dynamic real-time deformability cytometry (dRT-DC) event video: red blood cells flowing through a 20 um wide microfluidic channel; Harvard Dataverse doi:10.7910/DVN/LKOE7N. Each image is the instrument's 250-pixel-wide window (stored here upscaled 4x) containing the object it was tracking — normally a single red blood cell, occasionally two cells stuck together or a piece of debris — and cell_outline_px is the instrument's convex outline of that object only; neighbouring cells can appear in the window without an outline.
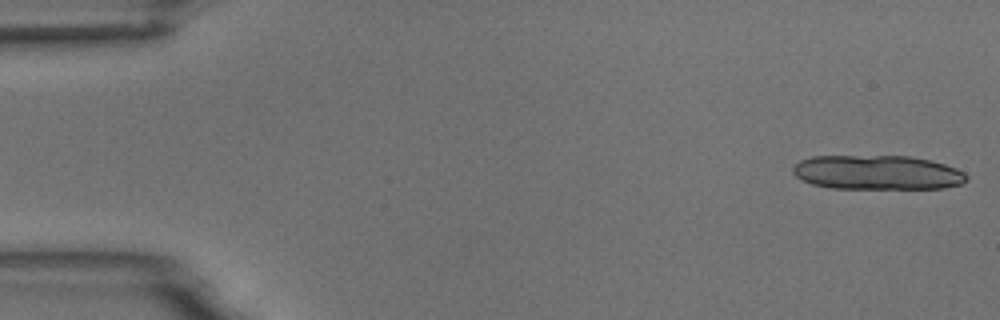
{"species": "common noctule bat (a hibernating species)", "species_latin": "Nyctalus noctula", "temperature_condition": "room temperature", "stored_images_in_passage": 6, "camera_frame_rate_fps": 3000, "um_per_image_px": 0.085, "animal": {"sex": "male", "body_mass_g": 18.8}, "frame": {"image": 1, "passage_image": 1, "time_ms": 0.0, "image_size_px": [1000, 320], "cell_outline_px": [[968, 180], [960, 184], [944, 188], [832, 188], [812, 184], [796, 176], [792, 172], [792, 168], [800, 160], [812, 156], [912, 156], [932, 160], [956, 168], [964, 172], [968, 176]], "centroid_in_image_um": [74.59, 14.65], "position_along_channel_um": 10.4, "area_um2": 34.85}}
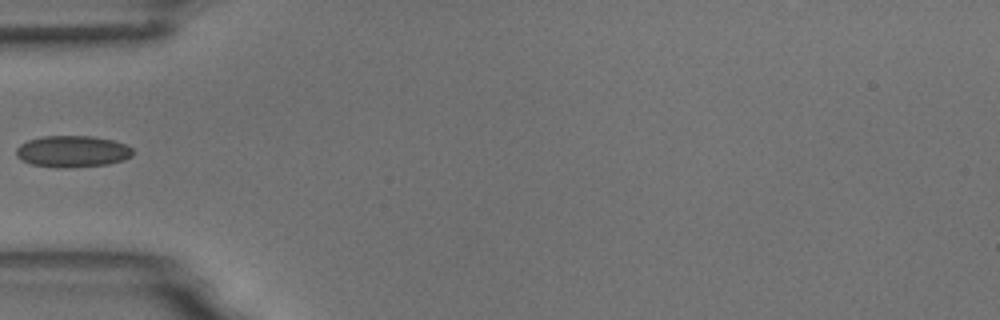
{"frame": {"image": 2, "passage_image": 6, "time_ms": 5.667, "image_size_px": [1000, 320], "cell_outline_px": [[132, 156], [124, 160], [108, 164], [72, 168], [56, 168], [32, 164], [16, 156], [16, 148], [20, 144], [28, 140], [44, 136], [92, 136], [112, 140], [124, 144], [132, 148]], "centroid_in_image_um": [6.16, 12.88], "position_along_channel_um": 78.8, "area_um2": 21.5}}